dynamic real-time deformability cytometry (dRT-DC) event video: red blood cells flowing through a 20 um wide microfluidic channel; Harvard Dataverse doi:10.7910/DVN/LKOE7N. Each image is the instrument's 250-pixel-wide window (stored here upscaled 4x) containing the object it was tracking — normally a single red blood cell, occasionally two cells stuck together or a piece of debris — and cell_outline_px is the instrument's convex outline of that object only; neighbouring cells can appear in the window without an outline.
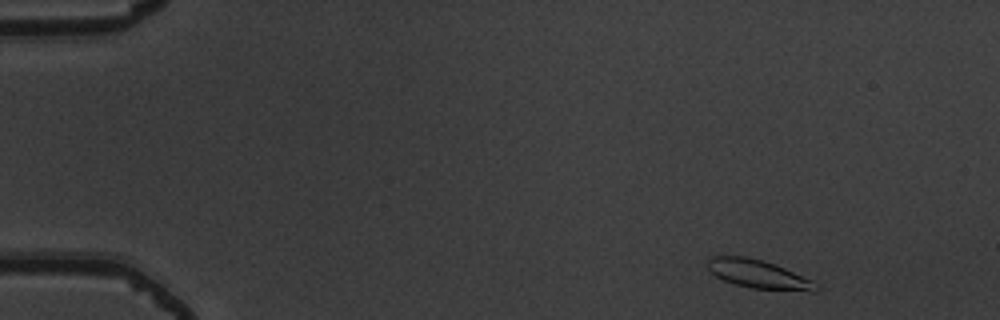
{"species": "common noctule bat (a hibernating species)", "species_latin": "Nyctalus noctula", "temperature_condition": "warm", "stored_images_in_passage": 4, "camera_frame_rate_fps": 3000, "um_per_image_px": 0.085, "animal": {"sex": "male", "body_mass_g": 19.5, "forearm_length_mm": 54.6}, "frame": {"image": 1, "passage_image": 1, "time_ms": 0.0, "image_size_px": [1000, 320], "cell_outline_px": [[820, 288], [816, 292], [812, 292], [752, 288], [736, 284], [724, 280], [716, 276], [708, 268], [708, 260], [712, 256], [744, 256], [764, 260], [784, 268], [812, 280], [820, 284]], "centroid_in_image_um": [64.54, 23.32], "position_along_channel_um": 20.5, "area_um2": 18.03}}
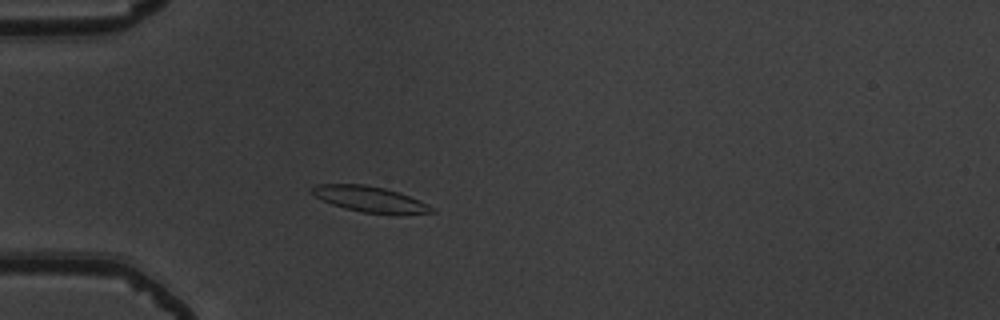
{"frame": {"image": 2, "passage_image": 4, "time_ms": 1.0, "image_size_px": [1000, 320], "cell_outline_px": [[436, 212], [364, 212], [344, 208], [332, 204], [308, 192], [316, 184], [364, 184], [384, 188], [400, 192], [428, 204]], "centroid_in_image_um": [31.35, 16.88], "position_along_channel_um": 53.7, "area_um2": 17.22}}